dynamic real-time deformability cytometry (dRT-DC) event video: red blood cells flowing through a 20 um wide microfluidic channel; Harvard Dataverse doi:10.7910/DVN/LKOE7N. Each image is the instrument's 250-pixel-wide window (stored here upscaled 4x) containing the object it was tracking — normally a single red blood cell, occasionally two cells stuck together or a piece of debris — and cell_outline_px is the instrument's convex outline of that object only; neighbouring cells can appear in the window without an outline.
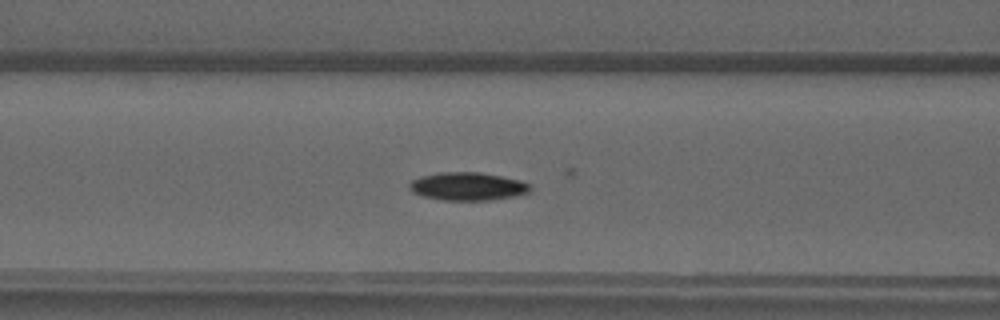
{"species": "common noctule bat (a hibernating species)", "species_latin": "Nyctalus noctula", "temperature_condition": "warm", "stored_images_in_passage": 45, "camera_frame_rate_fps": 3000, "um_per_image_px": 0.085, "animal": {"sex": "male", "forearm_length_mm": 52.5}, "frame": {"image": 1, "passage_image": 16, "time_ms": 5.0, "image_size_px": [1000, 320], "cell_outline_px": [[532, 188], [528, 192], [516, 196], [492, 200], [440, 200], [424, 196], [412, 192], [408, 188], [408, 184], [412, 180], [420, 176], [440, 172], [480, 172], [520, 180], [532, 184]], "centroid_in_image_um": [39.75, 15.84], "position_along_channel_um": 126.8, "area_um2": 19.94}}
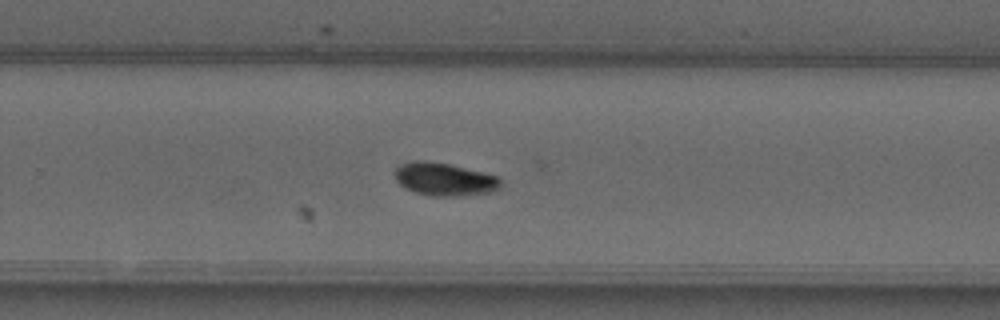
{"frame": {"image": 2, "passage_image": 28, "time_ms": 9.0, "image_size_px": [1000, 320], "cell_outline_px": [[500, 188], [488, 192], [452, 196], [432, 196], [416, 192], [400, 184], [396, 180], [396, 168], [400, 164], [448, 164], [500, 176]], "centroid_in_image_um": [37.86, 15.28], "position_along_channel_um": 291.9, "area_um2": 19.13}}
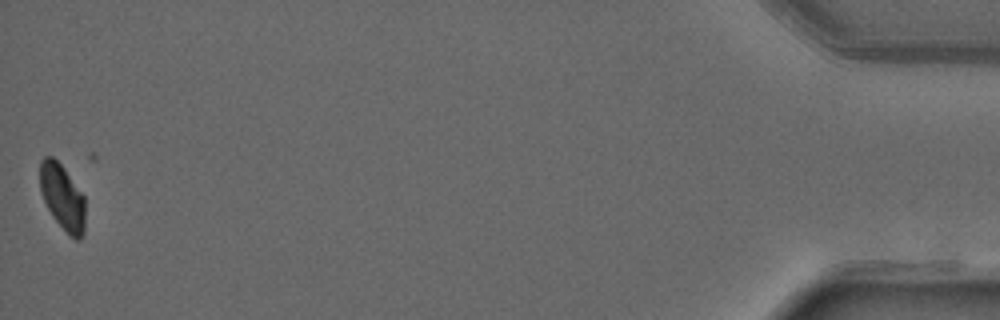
{"frame": {"image": 3, "passage_image": 45, "time_ms": 14.667, "image_size_px": [1000, 320], "cell_outline_px": [[84, 232], [80, 240], [76, 240], [68, 236], [52, 216], [40, 192], [40, 160], [44, 156], [52, 156], [64, 168], [84, 196]], "centroid_in_image_um": [5.3, 16.78], "position_along_channel_um": 429.9, "area_um2": 17.4}}